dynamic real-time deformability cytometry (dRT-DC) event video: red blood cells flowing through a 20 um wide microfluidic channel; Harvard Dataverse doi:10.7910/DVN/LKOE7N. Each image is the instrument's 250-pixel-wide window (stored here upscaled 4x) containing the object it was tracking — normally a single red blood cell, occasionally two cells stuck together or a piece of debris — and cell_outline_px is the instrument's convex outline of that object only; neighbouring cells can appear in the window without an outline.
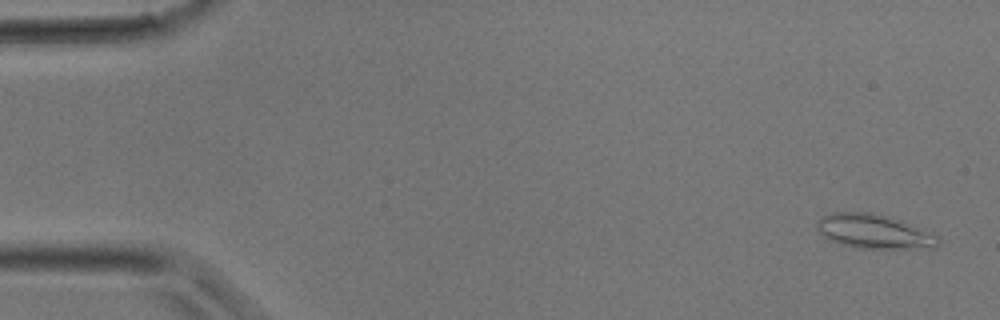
{"species": "common noctule bat (a hibernating species)", "species_latin": "Nyctalus noctula", "temperature_condition": "room temperature", "stored_images_in_passage": 35, "camera_frame_rate_fps": 3000, "um_per_image_px": 0.085, "animal": {"sex": "male", "body_mass_g": 17.9}, "frame": {"image": 1, "passage_image": 2, "time_ms": 0.333, "image_size_px": [1000, 320], "cell_outline_px": [[940, 244], [936, 248], [856, 248], [840, 244], [824, 236], [816, 228], [816, 220], [832, 212], [868, 212], [888, 216], [900, 220], [936, 236], [940, 240]], "centroid_in_image_um": [74.25, 19.68], "position_along_channel_um": 10.7, "area_um2": 23.93}}
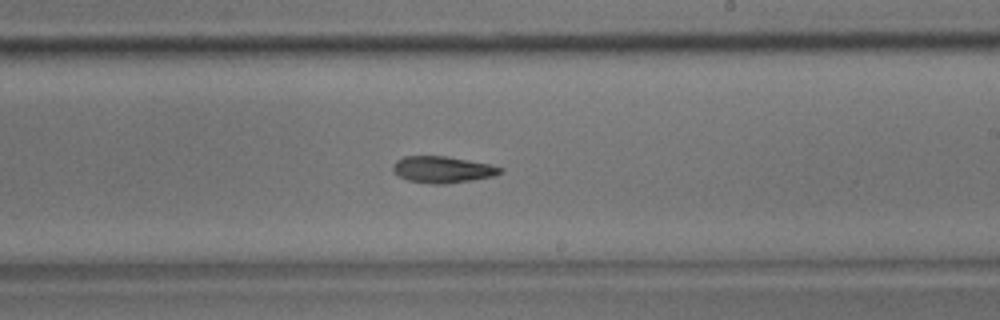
{"frame": {"image": 2, "passage_image": 21, "time_ms": 6.667, "image_size_px": [1000, 320], "cell_outline_px": [[504, 172], [496, 176], [472, 180], [444, 184], [432, 184], [408, 180], [400, 176], [392, 168], [392, 164], [396, 160], [404, 156], [448, 156], [488, 164], [504, 168]], "centroid_in_image_um": [37.65, 14.41], "position_along_channel_um": 251.3, "area_um2": 16.65}}
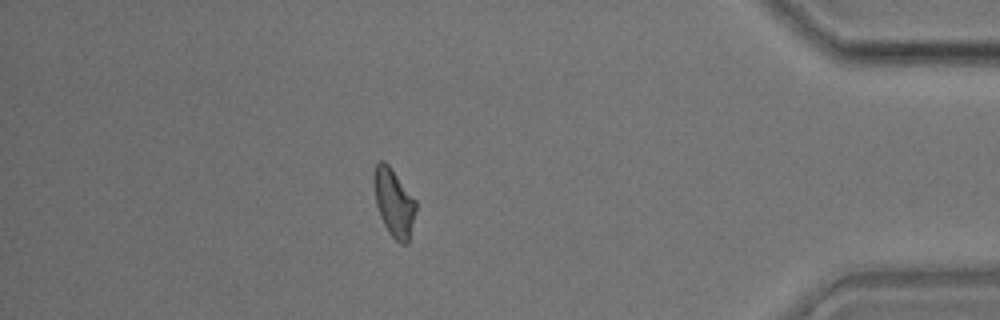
{"frame": {"image": 3, "passage_image": 31, "time_ms": 10.0, "image_size_px": [1000, 320], "cell_outline_px": [[416, 208], [408, 244], [400, 244], [388, 232], [380, 216], [376, 204], [372, 180], [372, 172], [376, 164], [380, 160], [384, 160], [388, 164], [416, 200]], "centroid_in_image_um": [33.45, 17.2], "position_along_channel_um": 401.7, "area_um2": 16.7}}